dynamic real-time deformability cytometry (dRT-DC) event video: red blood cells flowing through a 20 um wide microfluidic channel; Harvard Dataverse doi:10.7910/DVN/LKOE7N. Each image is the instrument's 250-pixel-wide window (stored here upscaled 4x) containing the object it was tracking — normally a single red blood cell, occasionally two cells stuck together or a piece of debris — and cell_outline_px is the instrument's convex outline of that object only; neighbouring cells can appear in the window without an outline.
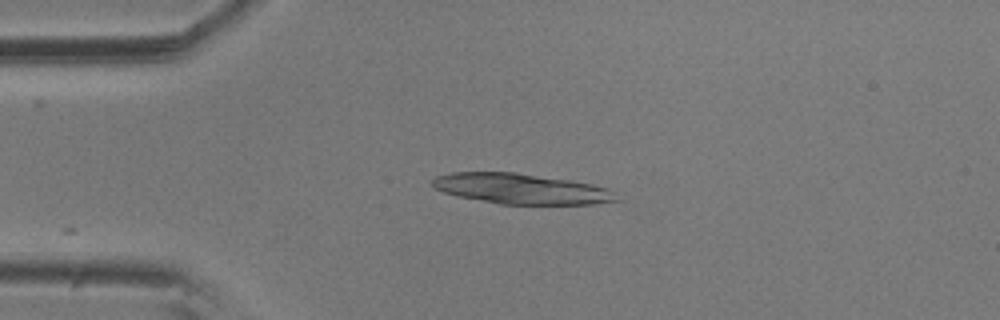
{"species": "common noctule bat (a hibernating species)", "species_latin": "Nyctalus noctula", "temperature_condition": "room temperature", "stored_images_in_passage": 4, "camera_frame_rate_fps": 3000, "um_per_image_px": 0.085, "animal": {"sex": "male", "body_mass_g": 20.5, "forearm_length_mm": 52.5}, "frame": {"image": 1, "passage_image": 3, "time_ms": 0.667, "image_size_px": [1000, 320], "cell_outline_px": [[620, 200], [592, 204], [500, 204], [456, 196], [432, 188], [428, 184], [436, 176], [452, 172], [516, 172], [568, 180], [592, 184], [608, 188], [616, 192]], "centroid_in_image_um": [44.26, 16.05], "position_along_channel_um": 40.7, "area_um2": 32.83}}